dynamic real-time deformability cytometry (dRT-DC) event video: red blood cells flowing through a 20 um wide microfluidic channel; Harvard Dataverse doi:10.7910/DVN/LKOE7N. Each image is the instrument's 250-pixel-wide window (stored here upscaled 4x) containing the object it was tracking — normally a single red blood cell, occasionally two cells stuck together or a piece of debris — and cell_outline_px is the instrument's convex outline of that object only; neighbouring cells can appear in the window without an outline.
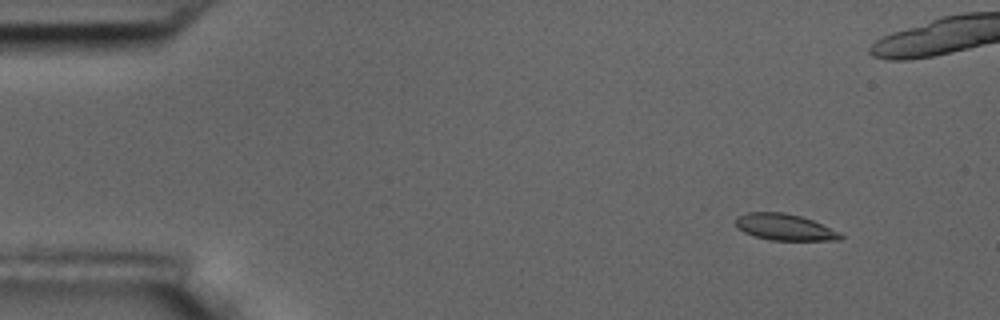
{"species": "common noctule bat (a hibernating species)", "species_latin": "Nyctalus noctula", "temperature_condition": "room temperature", "stored_images_in_passage": 6, "camera_frame_rate_fps": 3000, "um_per_image_px": 0.085, "animal": {"sex": "male", "body_mass_g": 17.5, "forearm_length_mm": 52.3}, "frame": {"image": 1, "passage_image": 2, "time_ms": 1.0, "image_size_px": [1000, 320], "cell_outline_px": [[844, 236], [840, 240], [772, 240], [752, 236], [736, 228], [736, 216], [748, 212], [784, 212], [800, 216], [812, 220], [840, 232]], "centroid_in_image_um": [66.67, 19.3], "position_along_channel_um": 18.3, "area_um2": 16.18}}